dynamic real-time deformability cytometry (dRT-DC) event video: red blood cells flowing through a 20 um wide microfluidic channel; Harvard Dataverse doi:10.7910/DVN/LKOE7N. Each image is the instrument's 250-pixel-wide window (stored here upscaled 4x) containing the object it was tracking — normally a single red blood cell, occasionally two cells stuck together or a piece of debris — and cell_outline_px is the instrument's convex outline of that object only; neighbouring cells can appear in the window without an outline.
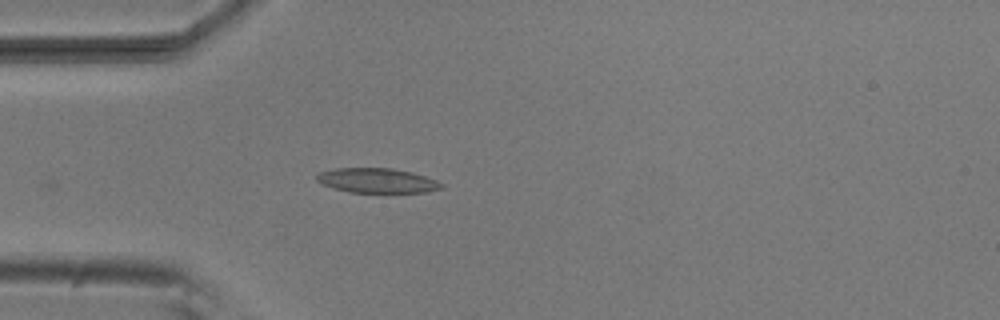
{"species": "common noctule bat (a hibernating species)", "species_latin": "Nyctalus noctula", "temperature_condition": "room temperature", "stored_images_in_passage": 40, "camera_frame_rate_fps": 3000, "um_per_image_px": 0.085, "animal": {"sex": "male", "body_mass_g": 20.5, "forearm_length_mm": 52.5}, "frame": {"image": 1, "passage_image": 2, "time_ms": 0.333, "image_size_px": [1000, 320], "cell_outline_px": [[444, 184], [440, 188], [428, 192], [348, 192], [320, 184], [316, 180], [316, 176], [320, 172], [336, 168], [392, 168], [412, 172], [436, 180]], "centroid_in_image_um": [32.02, 15.34], "position_along_channel_um": 53.0, "area_um2": 17.86}}
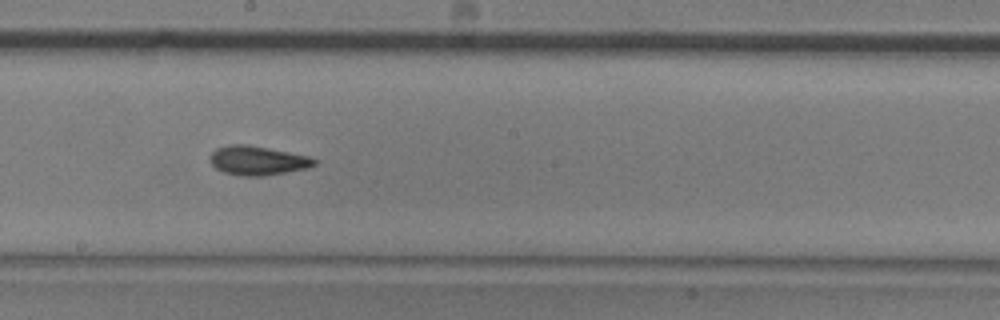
{"frame": {"image": 2, "passage_image": 16, "time_ms": 5.0, "image_size_px": [1000, 320], "cell_outline_px": [[320, 160], [316, 164], [308, 168], [264, 176], [240, 176], [224, 172], [216, 168], [212, 164], [212, 152], [216, 148], [232, 144], [248, 144], [308, 156]], "centroid_in_image_um": [21.94, 13.65], "position_along_channel_um": 226.3, "area_um2": 17.63}}
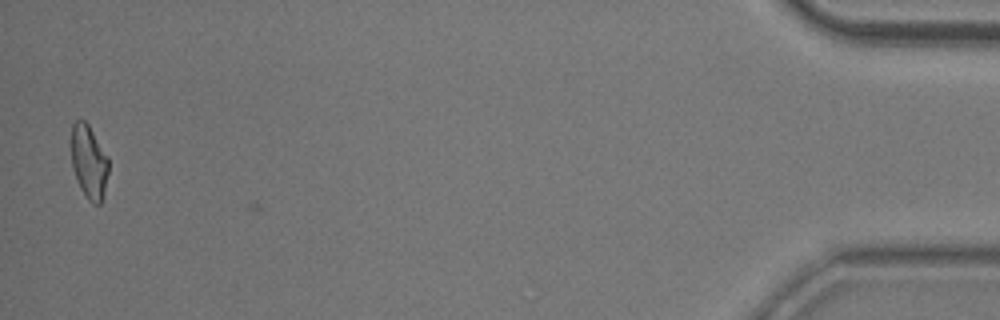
{"frame": {"image": 3, "passage_image": 39, "time_ms": 12.667, "image_size_px": [1000, 320], "cell_outline_px": [[108, 172], [104, 192], [100, 204], [92, 204], [88, 200], [80, 188], [76, 180], [72, 168], [68, 140], [72, 124], [76, 120], [84, 120], [88, 124], [108, 156]], "centroid_in_image_um": [7.5, 13.71], "position_along_channel_um": 427.7, "area_um2": 16.59}, "authors_computed_cell_mechanics": {"area_um2": 16.8776, "velocity_mm_per_s": 3.846, "shape_relaxation_time_tau1_ms": 6.7536, "shape_relaxation_time_tau2_ms": 4.012, "deformation_change_tau1": 0.166, "deformation_change_tau2": 0.1194}}